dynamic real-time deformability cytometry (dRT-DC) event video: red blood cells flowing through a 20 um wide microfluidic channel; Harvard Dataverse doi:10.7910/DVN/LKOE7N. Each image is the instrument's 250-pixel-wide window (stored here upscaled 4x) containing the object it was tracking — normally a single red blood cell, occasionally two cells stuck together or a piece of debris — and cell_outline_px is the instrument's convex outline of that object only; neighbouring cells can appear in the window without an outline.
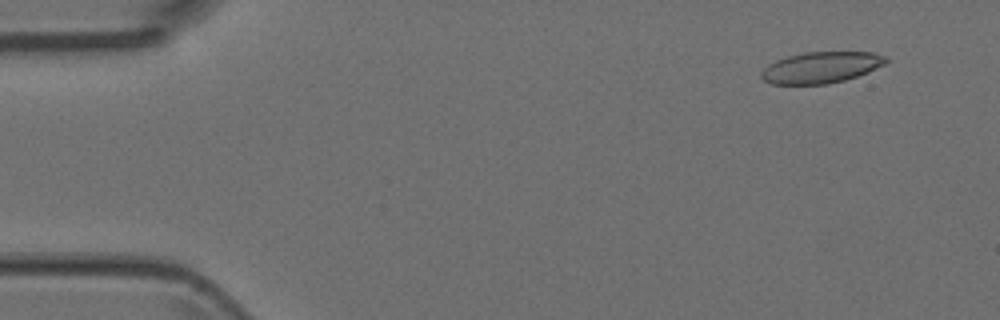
{"species": "Egyptian fruit bat (a non-hibernating species)", "species_latin": "Rousettus aegyptiacus", "temperature_condition": "room temperature", "stored_images_in_passage": 5, "camera_frame_rate_fps": 3000, "um_per_image_px": 0.085, "animal": {"sex": "female"}, "frame": {"image": 1, "passage_image": 2, "time_ms": 0.333, "image_size_px": [1000, 320], "cell_outline_px": [[888, 60], [884, 64], [868, 72], [844, 80], [828, 84], [772, 84], [764, 80], [760, 76], [760, 72], [768, 64], [776, 60], [788, 56], [804, 52], [872, 52], [888, 56]], "centroid_in_image_um": [69.78, 5.73], "position_along_channel_um": 15.2, "area_um2": 22.72}}
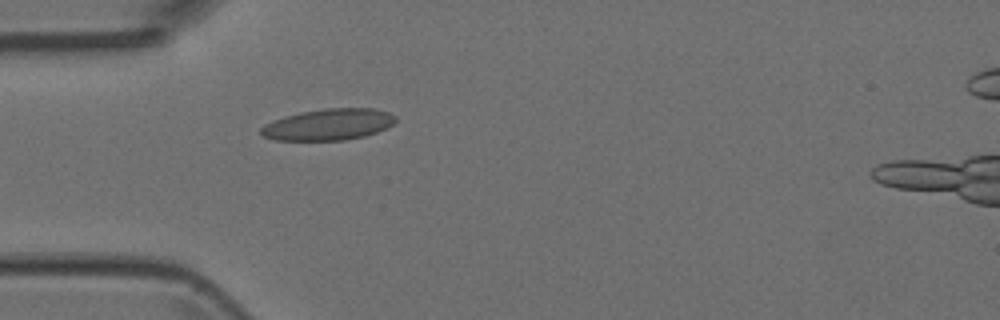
{"frame": {"image": 2, "passage_image": 5, "time_ms": 1.333, "image_size_px": [1000, 320], "cell_outline_px": [[396, 120], [392, 124], [376, 132], [364, 136], [344, 140], [276, 140], [264, 136], [260, 132], [260, 128], [264, 124], [284, 116], [300, 112], [324, 108], [372, 108], [388, 112], [396, 116]], "centroid_in_image_um": [27.9, 10.57], "position_along_channel_um": 57.1, "area_um2": 24.51}}